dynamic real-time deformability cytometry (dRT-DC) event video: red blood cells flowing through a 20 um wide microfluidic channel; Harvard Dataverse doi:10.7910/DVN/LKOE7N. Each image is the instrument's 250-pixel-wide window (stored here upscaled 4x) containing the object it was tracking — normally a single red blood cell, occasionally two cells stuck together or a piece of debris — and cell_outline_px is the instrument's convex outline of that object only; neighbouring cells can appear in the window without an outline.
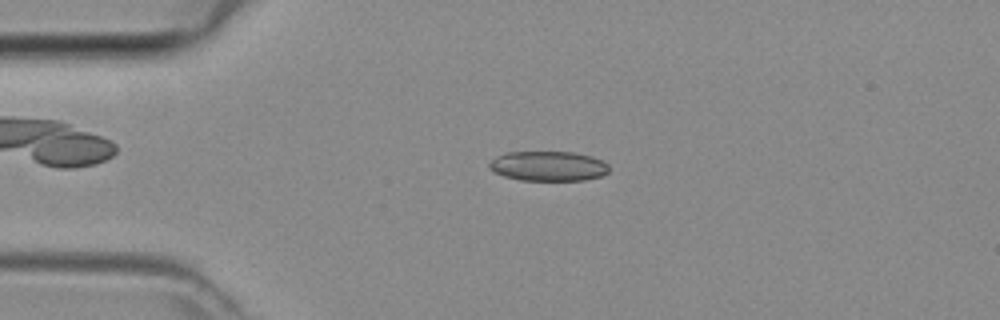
{"species": "common noctule bat (a hibernating species)", "species_latin": "Nyctalus noctula", "temperature_condition": "room temperature", "stored_images_in_passage": 37, "camera_frame_rate_fps": 3000, "um_per_image_px": 0.085, "animal": {"sex": "female", "body_mass_g": 29.2, "forearm_length_mm": 56.3}, "frame": {"image": 1, "passage_image": 2, "time_ms": 0.333, "image_size_px": [1000, 320], "cell_outline_px": [[608, 172], [600, 176], [584, 180], [520, 180], [504, 176], [488, 168], [488, 164], [496, 156], [508, 152], [572, 152], [592, 156], [604, 160], [608, 164]], "centroid_in_image_um": [46.61, 14.11], "position_along_channel_um": 38.4, "area_um2": 20.81}}
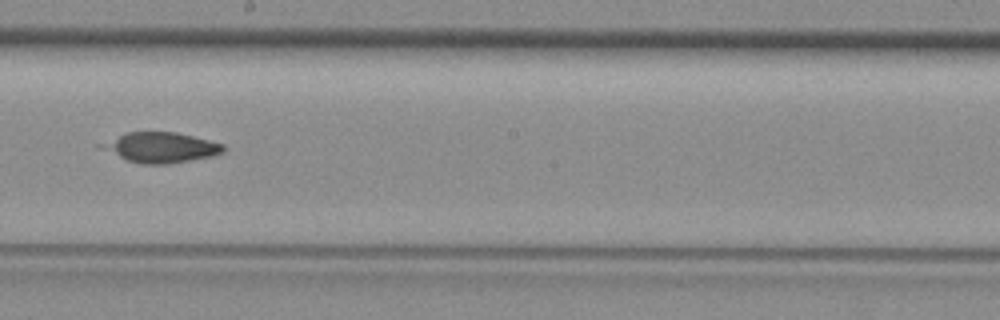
{"frame": {"image": 2, "passage_image": 17, "time_ms": 5.333, "image_size_px": [1000, 320], "cell_outline_px": [[224, 152], [212, 156], [168, 164], [144, 164], [128, 160], [120, 156], [108, 144], [120, 136], [128, 132], [176, 132], [224, 144]], "centroid_in_image_um": [13.92, 12.54], "position_along_channel_um": 234.3, "area_um2": 20.0}}
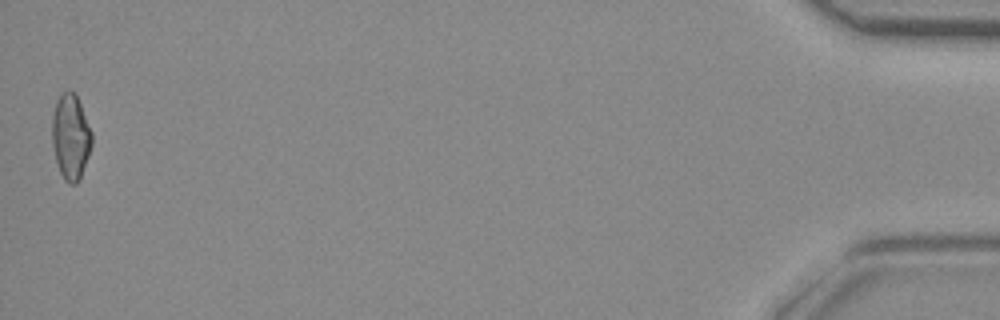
{"frame": {"image": 3, "passage_image": 37, "time_ms": 12.0, "image_size_px": [1000, 320], "cell_outline_px": [[92, 144], [88, 156], [80, 176], [76, 184], [68, 184], [64, 180], [60, 172], [56, 160], [52, 144], [52, 116], [56, 100], [64, 92], [72, 92], [76, 96], [80, 104], [92, 132]], "centroid_in_image_um": [5.99, 11.65], "position_along_channel_um": 429.2, "area_um2": 19.48}}